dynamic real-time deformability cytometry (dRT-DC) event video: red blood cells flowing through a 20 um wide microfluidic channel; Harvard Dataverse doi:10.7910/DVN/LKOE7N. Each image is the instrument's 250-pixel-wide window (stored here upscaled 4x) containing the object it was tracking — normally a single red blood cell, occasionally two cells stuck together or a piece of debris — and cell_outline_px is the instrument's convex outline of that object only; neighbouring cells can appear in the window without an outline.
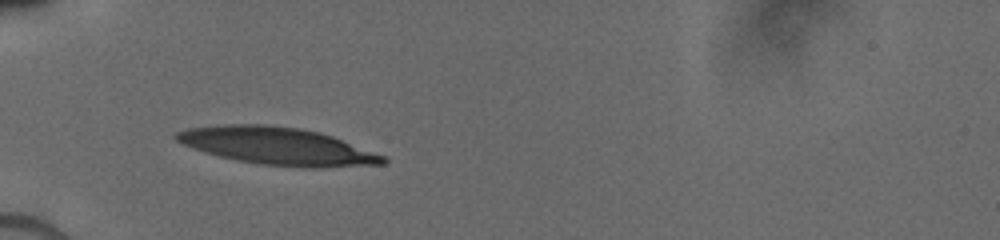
{"species": "human", "species_latin": "Homo sapiens", "temperature_condition": "cold", "stored_images_in_passage": 7, "camera_frame_rate_fps": 3000, "um_per_image_px": 0.085, "donor": {"sex": "male"}, "frame": {"image": 1, "passage_image": 1, "time_ms": 0.0, "image_size_px": [1000, 240], "cell_outline_px": [[388, 160], [384, 164], [324, 168], [308, 168], [260, 164], [236, 160], [204, 152], [192, 148], [176, 140], [172, 136], [176, 132], [188, 128], [224, 124], [264, 124], [300, 128], [320, 132], [332, 136], [384, 156]], "centroid_in_image_um": [23.57, 12.42], "position_along_channel_um": 61.4, "area_um2": 45.08}}
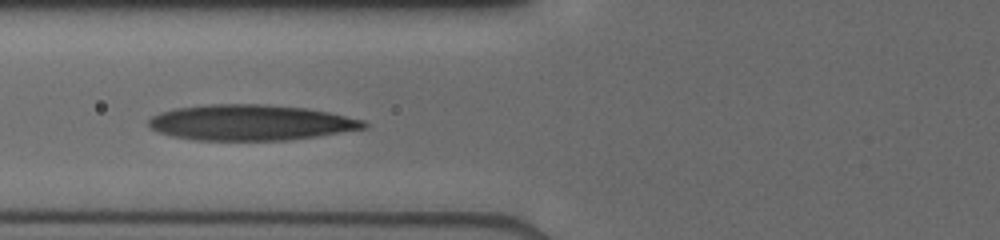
{"frame": {"image": 2, "passage_image": 5, "time_ms": 1.333, "image_size_px": [1000, 240], "cell_outline_px": [[368, 128], [316, 136], [288, 140], [196, 140], [172, 136], [156, 132], [148, 124], [148, 120], [152, 116], [160, 112], [176, 108], [208, 104], [260, 104], [304, 108], [328, 112], [364, 120], [368, 124]], "centroid_in_image_um": [21.29, 10.42], "position_along_channel_um": 104.5, "area_um2": 44.62}}